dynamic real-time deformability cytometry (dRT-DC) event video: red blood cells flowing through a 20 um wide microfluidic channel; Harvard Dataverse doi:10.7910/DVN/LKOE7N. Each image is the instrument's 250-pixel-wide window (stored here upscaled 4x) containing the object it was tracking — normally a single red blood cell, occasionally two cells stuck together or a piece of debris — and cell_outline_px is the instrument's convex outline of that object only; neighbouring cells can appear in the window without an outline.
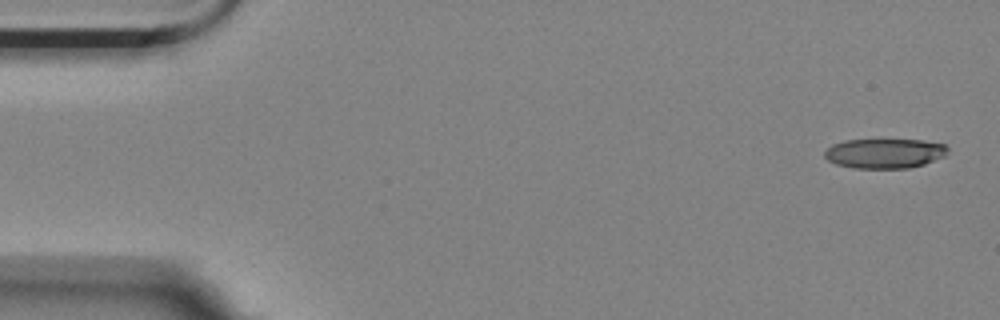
{"species": "Egyptian fruit bat (a non-hibernating species)", "species_latin": "Rousettus aegyptiacus", "temperature_condition": "room temperature", "stored_images_in_passage": 5, "camera_frame_rate_fps": 3000, "um_per_image_px": 0.085, "animal": {"sex": "female"}, "frame": {"image": 1, "passage_image": 1, "time_ms": 0.0, "image_size_px": [1000, 320], "cell_outline_px": [[948, 152], [944, 156], [924, 164], [908, 168], [852, 168], [836, 164], [828, 160], [824, 156], [824, 152], [832, 144], [844, 140], [924, 140], [944, 144], [948, 148]], "centroid_in_image_um": [75.18, 13.03], "position_along_channel_um": 9.8, "area_um2": 21.33}}
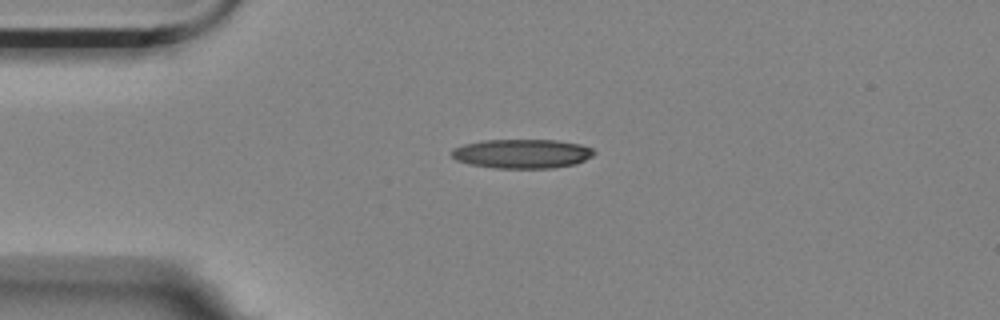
{"frame": {"image": 2, "passage_image": 4, "time_ms": 1.0, "image_size_px": [1000, 320], "cell_outline_px": [[596, 152], [592, 156], [576, 164], [552, 168], [496, 168], [468, 164], [456, 160], [452, 156], [452, 148], [464, 144], [484, 140], [556, 140], [580, 144], [592, 148]], "centroid_in_image_um": [44.37, 13.06], "position_along_channel_um": 40.6, "area_um2": 24.28}}